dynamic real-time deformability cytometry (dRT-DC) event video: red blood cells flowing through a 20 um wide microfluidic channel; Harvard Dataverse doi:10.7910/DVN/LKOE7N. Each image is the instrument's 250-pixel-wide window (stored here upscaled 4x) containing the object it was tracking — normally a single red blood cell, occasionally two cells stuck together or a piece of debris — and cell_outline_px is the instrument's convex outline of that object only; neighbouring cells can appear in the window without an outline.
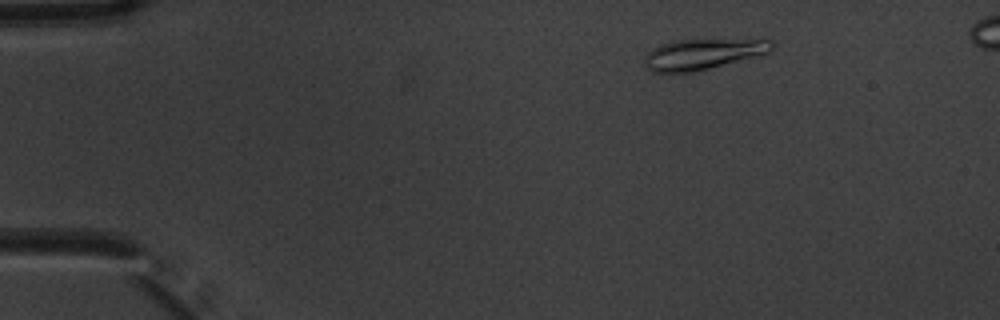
{"species": "common noctule bat (a hibernating species)", "species_latin": "Nyctalus noctula", "temperature_condition": "warm", "stored_images_in_passage": 5, "camera_frame_rate_fps": 3000, "um_per_image_px": 0.085, "animal": {"sex": "male", "body_mass_g": 20.1, "forearm_length_mm": 53.5}, "frame": {"image": 1, "passage_image": 2, "time_ms": 0.333, "image_size_px": [1000, 320], "cell_outline_px": [[776, 48], [772, 52], [696, 72], [652, 72], [648, 68], [644, 60], [644, 56], [648, 52], [660, 44], [676, 40], [764, 36], [772, 40], [776, 44]], "centroid_in_image_um": [59.95, 4.53], "position_along_channel_um": 25.1, "area_um2": 24.1}}